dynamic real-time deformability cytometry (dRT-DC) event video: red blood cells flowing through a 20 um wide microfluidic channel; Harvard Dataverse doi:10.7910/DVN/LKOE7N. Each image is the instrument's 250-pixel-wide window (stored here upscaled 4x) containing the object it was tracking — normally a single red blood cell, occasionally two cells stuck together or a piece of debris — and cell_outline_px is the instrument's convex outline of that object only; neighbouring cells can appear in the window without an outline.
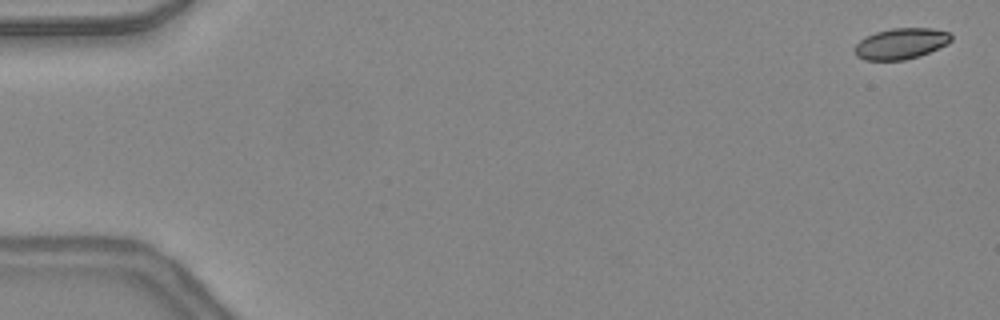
{"species": "common noctule bat (a hibernating species)", "species_latin": "Nyctalus noctula", "temperature_condition": "warm", "stored_images_in_passage": 48, "camera_frame_rate_fps": 3000, "um_per_image_px": 0.085, "animal": {"sex": "female", "body_mass_g": 24.6, "forearm_length_mm": 56.2}, "frame": {"image": 1, "passage_image": 2, "time_ms": 0.333, "image_size_px": [1000, 320], "cell_outline_px": [[952, 40], [948, 44], [920, 56], [904, 60], [864, 60], [856, 56], [852, 48], [860, 40], [876, 32], [892, 28], [932, 28], [948, 32], [952, 36]], "centroid_in_image_um": [76.57, 3.71], "position_along_channel_um": 8.4, "area_um2": 17.51}}
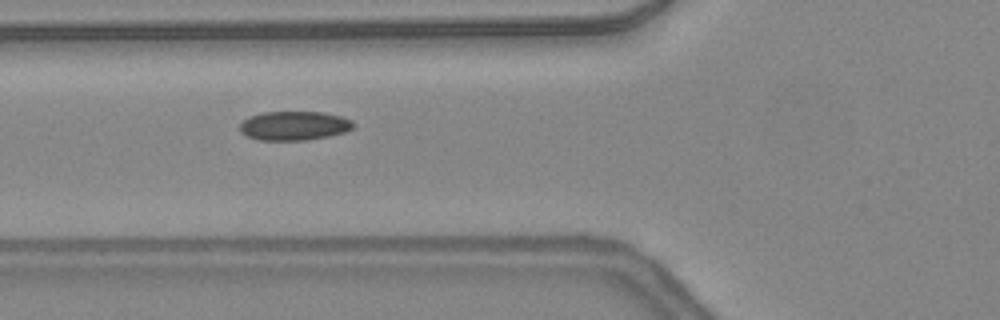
{"frame": {"image": 2, "passage_image": 19, "time_ms": 6.0, "image_size_px": [1000, 320], "cell_outline_px": [[356, 124], [352, 128], [344, 132], [328, 136], [304, 140], [260, 140], [248, 136], [240, 132], [240, 124], [248, 116], [264, 112], [324, 112], [340, 116], [352, 120]], "centroid_in_image_um": [25.0, 10.68], "position_along_channel_um": 100.8, "area_um2": 19.19}}
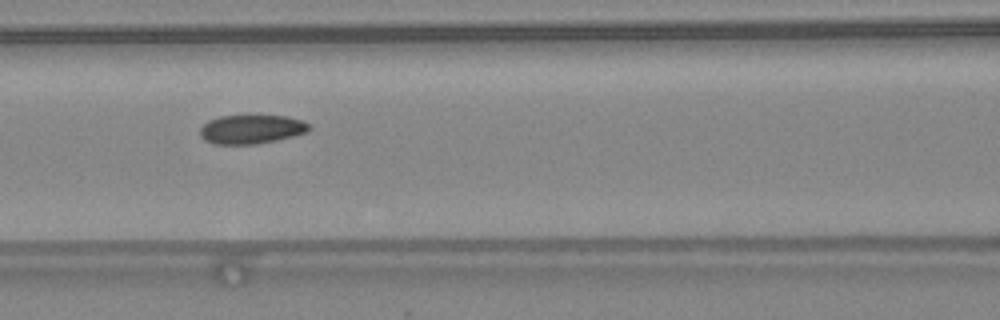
{"frame": {"image": 3, "passage_image": 22, "time_ms": 7.0, "image_size_px": [1000, 320], "cell_outline_px": [[312, 128], [308, 132], [296, 136], [256, 144], [216, 144], [204, 140], [200, 136], [200, 128], [208, 120], [220, 116], [288, 116], [304, 120]], "centroid_in_image_um": [21.41, 10.99], "position_along_channel_um": 145.2, "area_um2": 18.55}, "authors_computed_cell_mechanics": {"area_um2": 18.5827, "velocity_mm_per_s": 4.3959, "shape_relaxation_time_tau1_ms": null, "shape_relaxation_time_tau2_ms": 3.3532, "deformation_change_tau1": null, "deformation_change_tau2": 0.0814}}